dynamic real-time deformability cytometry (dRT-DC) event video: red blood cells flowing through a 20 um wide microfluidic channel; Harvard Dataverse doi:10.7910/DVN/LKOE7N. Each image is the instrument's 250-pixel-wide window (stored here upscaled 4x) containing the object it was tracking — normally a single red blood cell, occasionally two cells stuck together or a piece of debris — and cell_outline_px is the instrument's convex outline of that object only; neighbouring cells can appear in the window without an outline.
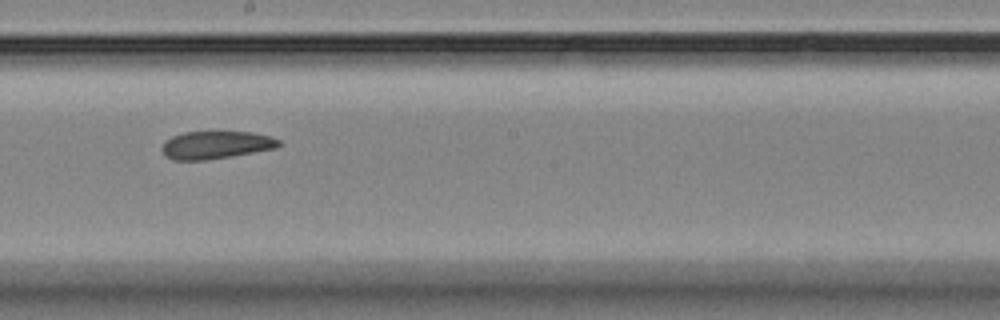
{"species": "Egyptian fruit bat (a non-hibernating species)", "species_latin": "Rousettus aegyptiacus", "temperature_condition": "room temperature", "stored_images_in_passage": 18, "camera_frame_rate_fps": 3000, "um_per_image_px": 0.085, "animal": {"sex": "female"}, "frame": {"image": 1, "passage_image": 11, "time_ms": 12.333, "image_size_px": [1000, 320], "cell_outline_px": [[280, 144], [276, 148], [232, 156], [204, 160], [172, 160], [164, 156], [160, 148], [164, 140], [172, 136], [184, 132], [216, 128], [252, 132], [268, 136], [280, 140]], "centroid_in_image_um": [18.29, 12.26], "position_along_channel_um": 229.9, "area_um2": 19.94}}
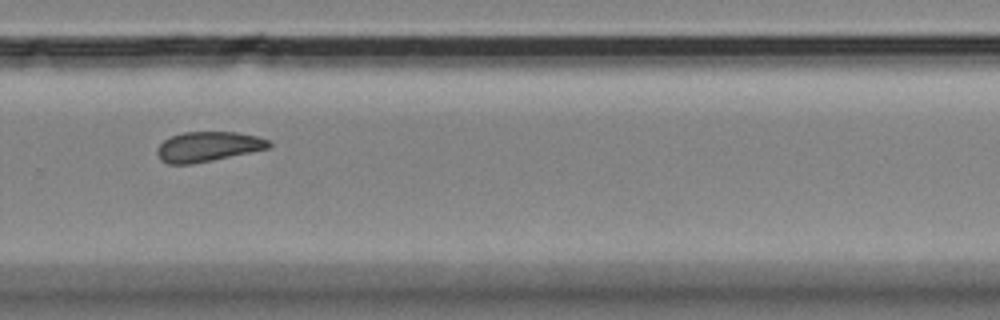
{"frame": {"image": 2, "passage_image": 13, "time_ms": 14.667, "image_size_px": [1000, 320], "cell_outline_px": [[272, 144], [268, 148], [212, 160], [192, 164], [168, 164], [160, 160], [156, 152], [156, 148], [164, 140], [172, 136], [184, 132], [236, 132], [256, 136], [268, 140]], "centroid_in_image_um": [17.63, 12.46], "position_along_channel_um": 312.2, "area_um2": 19.31}}
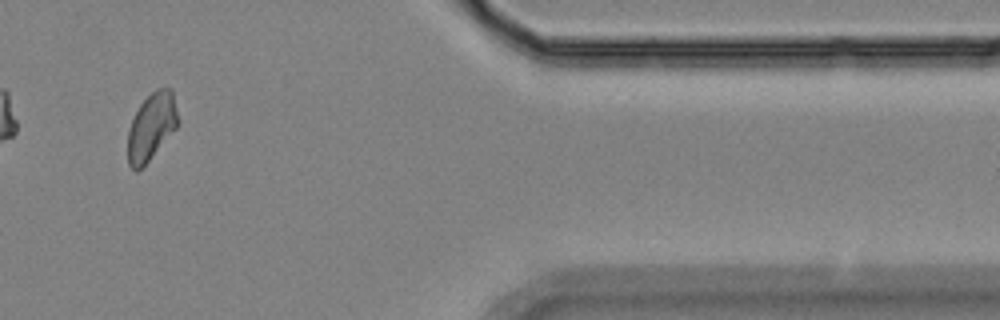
{"frame": {"image": 3, "passage_image": 16, "time_ms": 18.0, "image_size_px": [1000, 320], "cell_outline_px": [[180, 120], [176, 128], [148, 160], [136, 172], [128, 164], [128, 132], [132, 120], [140, 104], [156, 88], [172, 88]], "centroid_in_image_um": [12.89, 10.72], "position_along_channel_um": 398.5, "area_um2": 19.42}, "authors_computed_cell_mechanics": {"area_um2": 20.0855, "velocity_mm_per_s": 3.5278, "shape_relaxation_time_tau1_ms": 5.1294, "shape_relaxation_time_tau2_ms": null, "deformation_change_tau1": 0.1424, "deformation_change_tau2": null}}